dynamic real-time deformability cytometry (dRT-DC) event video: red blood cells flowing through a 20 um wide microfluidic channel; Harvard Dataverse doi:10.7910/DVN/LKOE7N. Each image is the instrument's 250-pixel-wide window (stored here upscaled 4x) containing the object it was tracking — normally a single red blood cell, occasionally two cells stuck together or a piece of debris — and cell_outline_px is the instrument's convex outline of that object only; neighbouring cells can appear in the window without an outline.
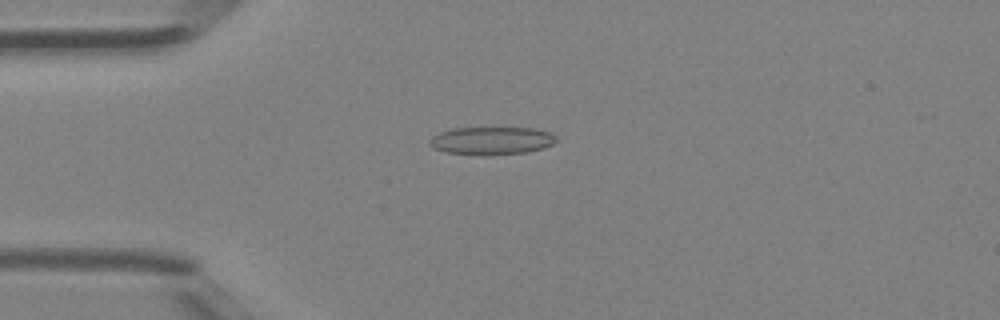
{"species": "Egyptian fruit bat (a non-hibernating species)", "species_latin": "Rousettus aegyptiacus", "temperature_condition": "room temperature", "stored_images_in_passage": 36, "camera_frame_rate_fps": 3000, "um_per_image_px": 0.085, "animal": {"sex": "female"}, "frame": {"image": 1, "passage_image": 1, "time_ms": 0.0, "image_size_px": [1000, 320], "cell_outline_px": [[556, 140], [552, 144], [544, 148], [528, 152], [444, 152], [432, 148], [428, 144], [428, 140], [432, 136], [440, 132], [452, 128], [536, 128], [552, 132], [556, 136]], "centroid_in_image_um": [41.8, 11.9], "position_along_channel_um": 43.2, "area_um2": 19.77}}
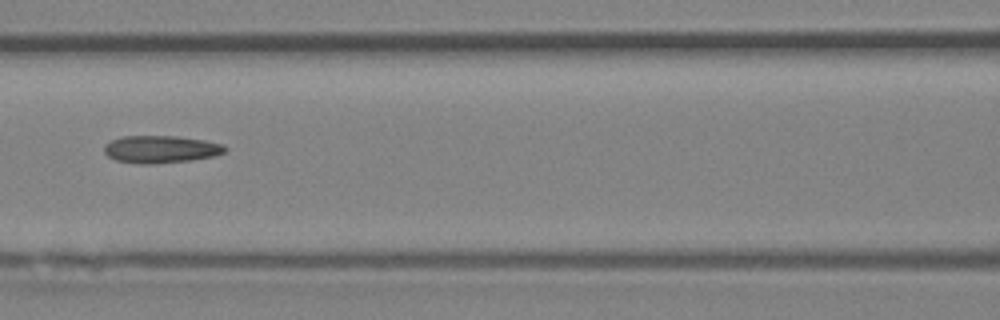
{"frame": {"image": 2, "passage_image": 10, "time_ms": 3.0, "image_size_px": [1000, 320], "cell_outline_px": [[228, 148], [224, 152], [212, 156], [192, 160], [152, 164], [148, 164], [116, 160], [108, 156], [104, 152], [104, 144], [112, 140], [124, 136], [176, 136], [204, 140], [224, 144]], "centroid_in_image_um": [13.68, 12.68], "position_along_channel_um": 152.9, "area_um2": 19.19}}
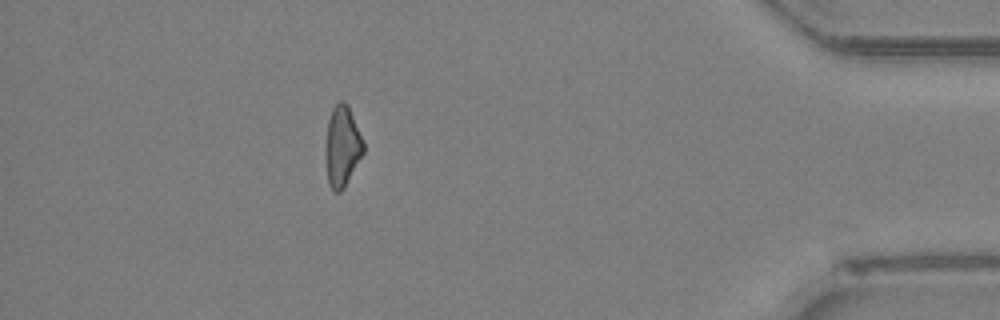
{"frame": {"image": 3, "passage_image": 31, "time_ms": 10.0, "image_size_px": [1000, 320], "cell_outline_px": [[364, 152], [344, 188], [340, 192], [336, 192], [328, 184], [324, 156], [324, 148], [328, 120], [332, 108], [340, 100], [344, 100], [348, 104], [364, 144]], "centroid_in_image_um": [29.05, 12.43], "position_along_channel_um": 406.1, "area_um2": 18.03}, "authors_computed_cell_mechanics": {"area_um2": 18.5538, "velocity_mm_per_s": 4.3441, "shape_relaxation_time_tau1_ms": 9.2799, "shape_relaxation_time_tau2_ms": 2.4876, "deformation_change_tau1": 0.2014, "deformation_change_tau2": 0.1288}}